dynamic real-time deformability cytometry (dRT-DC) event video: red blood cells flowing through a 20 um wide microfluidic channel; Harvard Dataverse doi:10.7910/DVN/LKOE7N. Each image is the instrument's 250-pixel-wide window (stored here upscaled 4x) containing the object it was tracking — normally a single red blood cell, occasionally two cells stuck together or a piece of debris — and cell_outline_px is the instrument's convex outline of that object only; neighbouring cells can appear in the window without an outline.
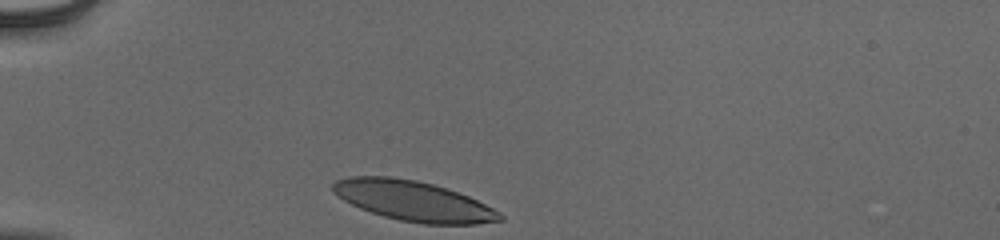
{"species": "human", "species_latin": "Homo sapiens", "temperature_condition": "cold", "stored_images_in_passage": 30, "camera_frame_rate_fps": 3000, "um_per_image_px": 0.085, "donor": {"sex": "male"}, "frame": {"image": 1, "passage_image": 1, "time_ms": 0.0, "image_size_px": [1000, 240], "cell_outline_px": [[504, 220], [476, 224], [424, 224], [400, 220], [384, 216], [360, 208], [344, 200], [332, 192], [332, 184], [336, 180], [352, 176], [388, 176], [416, 180], [432, 184], [468, 196], [500, 212], [504, 216]], "centroid_in_image_um": [35.12, 17.08], "position_along_channel_um": 49.9, "area_um2": 38.67}}
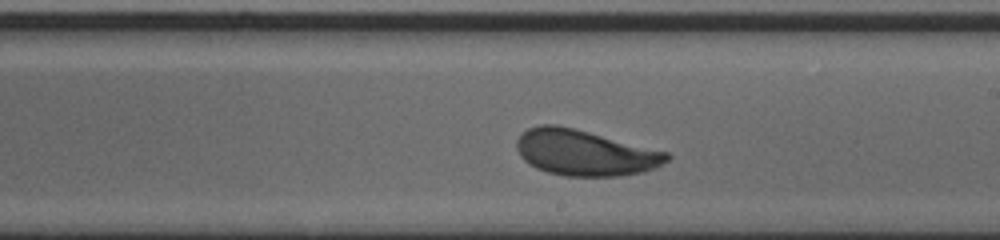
{"frame": {"image": 2, "passage_image": 18, "time_ms": 5.667, "image_size_px": [1000, 240], "cell_outline_px": [[672, 156], [668, 160], [656, 168], [644, 172], [620, 176], [564, 176], [548, 172], [536, 168], [528, 164], [520, 156], [516, 148], [516, 140], [528, 128], [540, 124], [556, 124], [668, 152]], "centroid_in_image_um": [49.7, 12.99], "position_along_channel_um": 239.3, "area_um2": 40.0}}
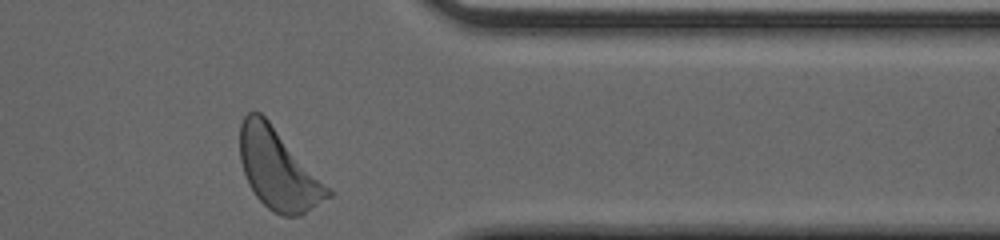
{"frame": {"image": 3, "passage_image": 30, "time_ms": 9.667, "image_size_px": [1000, 240], "cell_outline_px": [[332, 196], [300, 216], [280, 216], [272, 212], [256, 196], [248, 184], [240, 160], [240, 124], [244, 116], [248, 112], [260, 112], [268, 120], [332, 192]], "centroid_in_image_um": [23.61, 14.42], "position_along_channel_um": 387.8, "area_um2": 40.4}, "authors_computed_cell_mechanics": {"area_um2": 39.9687, "velocity_mm_per_s": 3.8897, "shape_relaxation_time_tau1_ms": 1.9075, "shape_relaxation_time_tau2_ms": 3.1398, "deformation_change_tau1": 0.1271, "deformation_change_tau2": 0.0869}}